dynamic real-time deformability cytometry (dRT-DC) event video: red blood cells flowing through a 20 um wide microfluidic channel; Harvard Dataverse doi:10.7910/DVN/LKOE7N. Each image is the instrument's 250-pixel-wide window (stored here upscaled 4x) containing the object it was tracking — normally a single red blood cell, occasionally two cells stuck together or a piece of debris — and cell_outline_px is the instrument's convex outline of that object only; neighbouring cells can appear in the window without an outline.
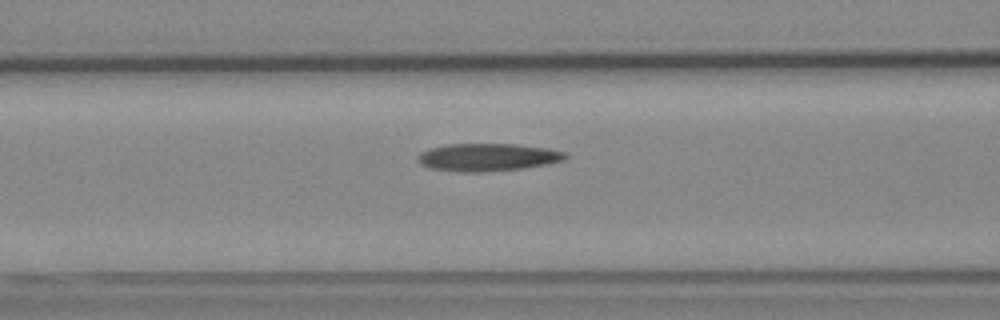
{"species": "Egyptian fruit bat (a non-hibernating species)", "species_latin": "Rousettus aegyptiacus", "temperature_condition": "cold", "stored_images_in_passage": 6, "camera_frame_rate_fps": 3000, "um_per_image_px": 0.085, "animal": {"sex": "female"}, "frame": {"image": 1, "passage_image": 6, "time_ms": 7.0, "image_size_px": [1000, 320], "cell_outline_px": [[568, 156], [564, 160], [548, 164], [524, 168], [484, 172], [460, 172], [428, 168], [420, 164], [416, 160], [416, 156], [420, 152], [428, 148], [448, 144], [516, 144], [548, 148], [564, 152]], "centroid_in_image_um": [41.4, 13.37], "position_along_channel_um": 125.2, "area_um2": 24.1}}